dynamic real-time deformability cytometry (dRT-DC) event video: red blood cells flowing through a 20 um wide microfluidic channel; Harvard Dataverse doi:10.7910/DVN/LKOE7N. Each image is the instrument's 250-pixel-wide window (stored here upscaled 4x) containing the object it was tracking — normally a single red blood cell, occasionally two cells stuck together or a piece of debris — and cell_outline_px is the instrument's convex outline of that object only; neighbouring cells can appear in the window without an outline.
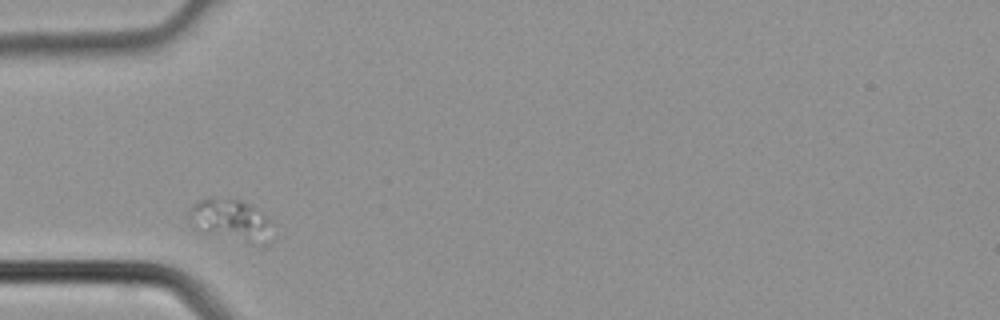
{"species": "common noctule bat (a hibernating species)", "species_latin": "Nyctalus noctula", "temperature_condition": "cold", "stored_images_in_passage": 1, "camera_frame_rate_fps": 3000, "um_per_image_px": 0.085, "animal": {"sex": "male", "body_mass_g": 21.5, "forearm_length_mm": 52.0}, "frame": {"image": 1, "passage_image": 1, "time_ms": 0.0, "image_size_px": [1000, 320], "cell_outline_px": [[268, 220], [252, 244], [200, 232], [188, 220], [188, 212], [200, 200], [208, 196], [240, 200], [252, 208]], "centroid_in_image_um": [19.29, 18.62], "position_along_channel_um": 65.7, "area_um2": 18.32}}